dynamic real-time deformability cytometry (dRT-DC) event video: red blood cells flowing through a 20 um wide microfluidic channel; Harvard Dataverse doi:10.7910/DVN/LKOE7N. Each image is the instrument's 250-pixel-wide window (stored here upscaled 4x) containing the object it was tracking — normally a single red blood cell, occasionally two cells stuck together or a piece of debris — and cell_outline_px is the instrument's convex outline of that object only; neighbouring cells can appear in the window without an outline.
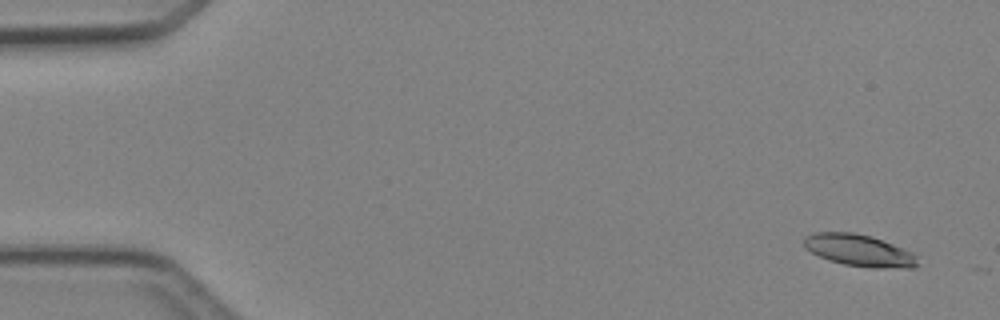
{"species": "Egyptian fruit bat (a non-hibernating species)", "species_latin": "Rousettus aegyptiacus", "temperature_condition": "cold", "stored_images_in_passage": 3, "camera_frame_rate_fps": 3000, "um_per_image_px": 0.085, "animal": {"sex": "female"}, "frame": {"image": 1, "passage_image": 1, "time_ms": 0.0, "image_size_px": [1000, 320], "cell_outline_px": [[920, 264], [912, 268], [868, 268], [844, 264], [828, 260], [804, 248], [804, 236], [812, 232], [852, 232], [872, 236], [912, 252], [916, 256]], "centroid_in_image_um": [73.03, 21.29], "position_along_channel_um": 12.0, "area_um2": 21.27}}